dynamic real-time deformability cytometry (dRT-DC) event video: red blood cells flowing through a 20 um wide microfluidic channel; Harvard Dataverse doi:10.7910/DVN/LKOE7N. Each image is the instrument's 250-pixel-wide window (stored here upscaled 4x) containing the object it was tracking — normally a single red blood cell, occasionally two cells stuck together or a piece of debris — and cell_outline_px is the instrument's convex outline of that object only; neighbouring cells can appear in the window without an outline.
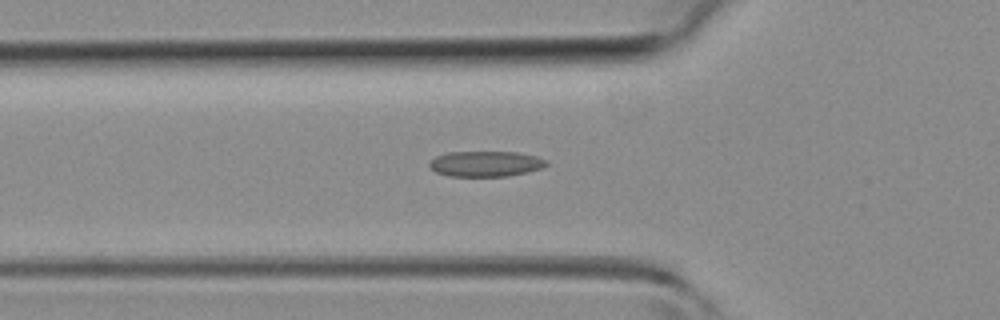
{"species": "common noctule bat (a hibernating species)", "species_latin": "Nyctalus noctula", "temperature_condition": "room temperature", "stored_images_in_passage": 31, "camera_frame_rate_fps": 3000, "um_per_image_px": 0.085, "animal": {"sex": "female", "body_mass_g": 19.3, "forearm_length_mm": 54.1}, "frame": {"image": 1, "passage_image": 8, "time_ms": 2.333, "image_size_px": [1000, 320], "cell_outline_px": [[548, 164], [540, 168], [528, 172], [508, 176], [448, 176], [436, 172], [428, 164], [436, 156], [448, 152], [516, 152], [536, 156], [548, 160]], "centroid_in_image_um": [41.29, 13.92], "position_along_channel_um": 84.5, "area_um2": 17.34}}
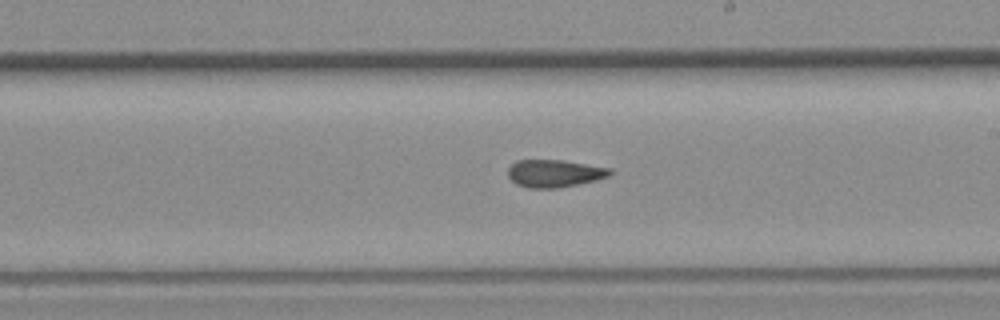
{"frame": {"image": 2, "passage_image": 18, "time_ms": 5.667, "image_size_px": [1000, 320], "cell_outline_px": [[612, 172], [608, 176], [596, 180], [580, 184], [556, 188], [528, 188], [516, 184], [508, 176], [508, 168], [516, 160], [564, 160], [612, 168]], "centroid_in_image_um": [47.13, 14.73], "position_along_channel_um": 241.9, "area_um2": 16.47}}
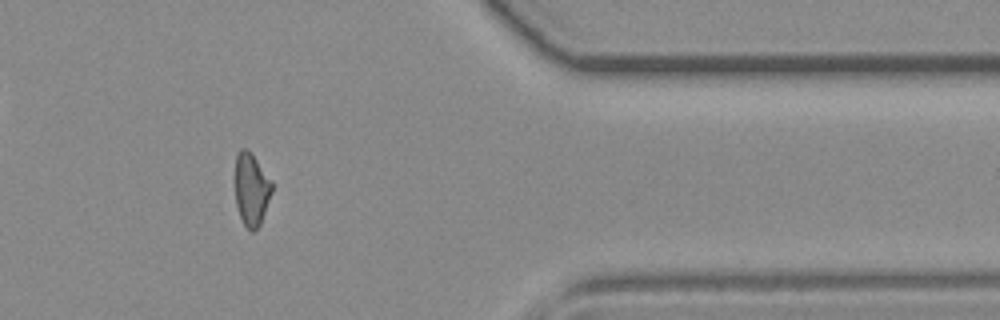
{"frame": {"image": 3, "passage_image": 29, "time_ms": 9.333, "image_size_px": [1000, 320], "cell_outline_px": [[272, 192], [260, 224], [252, 232], [248, 232], [240, 216], [236, 204], [236, 152], [240, 148], [248, 148], [252, 152], [272, 180]], "centroid_in_image_um": [21.38, 16.05], "position_along_channel_um": 390.0, "area_um2": 15.72}}